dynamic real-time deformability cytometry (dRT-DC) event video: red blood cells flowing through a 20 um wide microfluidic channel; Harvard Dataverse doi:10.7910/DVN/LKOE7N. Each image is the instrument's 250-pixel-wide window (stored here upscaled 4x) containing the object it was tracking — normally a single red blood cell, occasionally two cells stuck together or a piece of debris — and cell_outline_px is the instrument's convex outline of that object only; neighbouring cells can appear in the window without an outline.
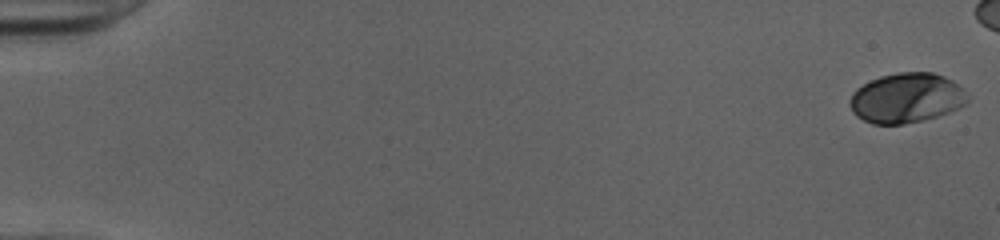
{"species": "human", "species_latin": "Homo sapiens", "temperature_condition": "cold", "stored_images_in_passage": 47, "camera_frame_rate_fps": 3000, "um_per_image_px": 0.085, "donor": {"sex": "female"}, "frame": {"image": 1, "passage_image": 1, "time_ms": 0.0, "image_size_px": [1000, 240], "cell_outline_px": [[968, 100], [964, 104], [948, 112], [936, 116], [904, 124], [872, 124], [856, 116], [852, 112], [848, 100], [852, 92], [856, 88], [880, 76], [896, 72], [932, 72], [944, 76], [952, 80], [964, 88], [968, 96]], "centroid_in_image_um": [77.02, 8.31], "position_along_channel_um": 8.0, "area_um2": 34.22}}
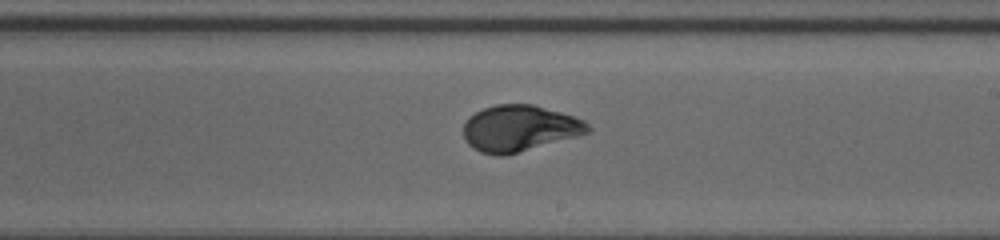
{"frame": {"image": 2, "passage_image": 32, "time_ms": 10.333, "image_size_px": [1000, 240], "cell_outline_px": [[592, 132], [504, 156], [496, 156], [480, 152], [472, 148], [464, 140], [464, 124], [468, 116], [484, 108], [496, 104], [532, 104], [560, 112], [584, 120], [592, 128]], "centroid_in_image_um": [44.14, 10.91], "position_along_channel_um": 244.9, "area_um2": 33.58}}
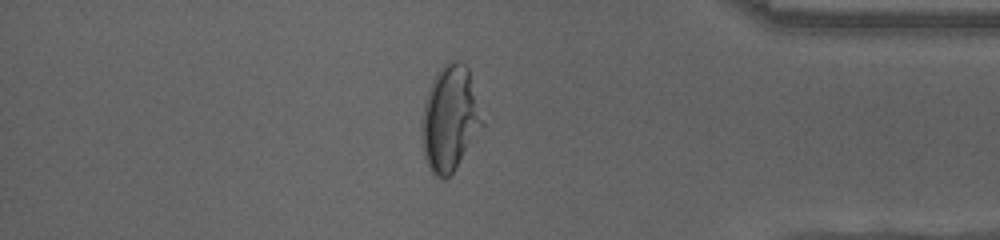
{"frame": {"image": 3, "passage_image": 45, "time_ms": 14.667, "image_size_px": [1000, 240], "cell_outline_px": [[484, 128], [456, 168], [448, 176], [436, 176], [428, 168], [424, 156], [420, 136], [420, 124], [424, 100], [428, 88], [436, 72], [448, 60], [460, 60], [468, 68], [484, 124]], "centroid_in_image_um": [38.22, 10.07], "position_along_channel_um": 397.0, "area_um2": 37.69}}